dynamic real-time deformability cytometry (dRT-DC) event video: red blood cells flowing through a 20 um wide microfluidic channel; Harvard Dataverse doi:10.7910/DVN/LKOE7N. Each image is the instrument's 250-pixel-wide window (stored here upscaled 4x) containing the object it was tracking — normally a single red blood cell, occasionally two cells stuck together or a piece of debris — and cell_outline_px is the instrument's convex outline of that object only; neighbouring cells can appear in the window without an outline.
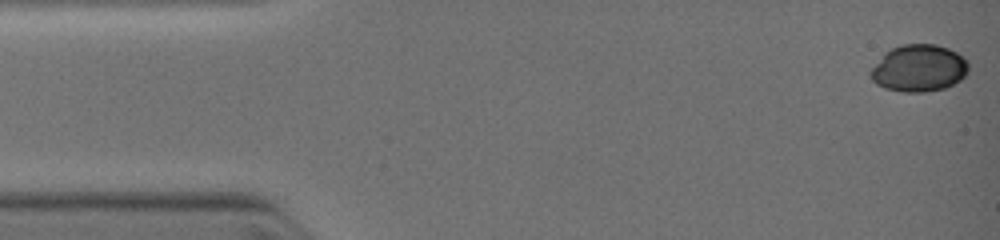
{"species": "common noctule bat (a hibernating species)", "species_latin": "Nyctalus noctula", "temperature_condition": "warm", "stored_images_in_passage": 26, "camera_frame_rate_fps": 3000, "um_per_image_px": 0.085, "animal": {"sex": "female", "body_mass_g": 19.0, "forearm_length_mm": 51.5}, "frame": {"image": 1, "passage_image": 1, "time_ms": 0.0, "image_size_px": [1000, 240], "cell_outline_px": [[968, 72], [960, 80], [944, 88], [924, 92], [904, 92], [884, 88], [876, 84], [872, 80], [868, 72], [884, 52], [900, 44], [936, 44], [948, 48], [964, 56], [968, 60]], "centroid_in_image_um": [78.09, 5.79], "position_along_channel_um": 6.9, "area_um2": 27.11}}
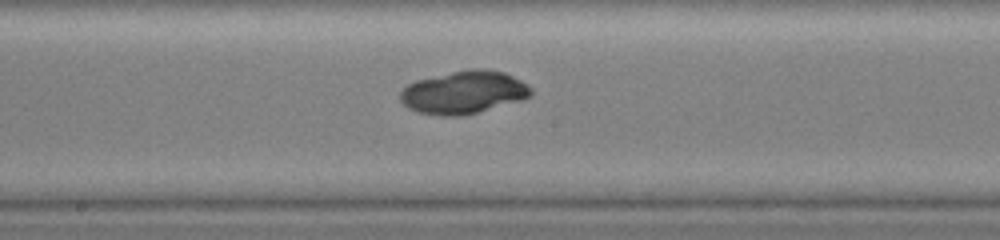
{"frame": {"image": 2, "passage_image": 13, "time_ms": 6.333, "image_size_px": [1000, 240], "cell_outline_px": [[532, 96], [524, 100], [464, 116], [444, 116], [420, 112], [408, 108], [400, 100], [400, 92], [408, 84], [416, 80], [452, 72], [472, 68], [476, 68], [504, 72], [528, 84], [532, 88]], "centroid_in_image_um": [39.46, 7.86], "position_along_channel_um": 208.7, "area_um2": 32.71}}
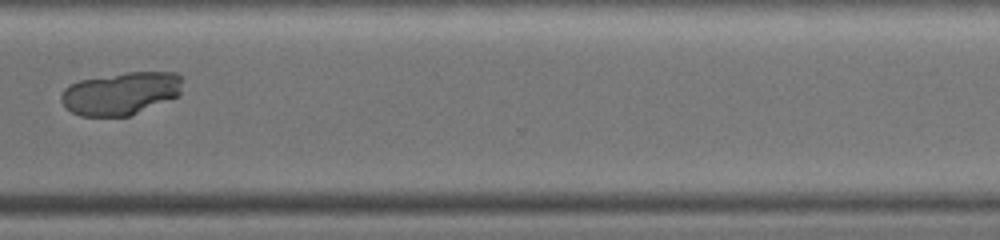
{"frame": {"image": 3, "passage_image": 25, "time_ms": 9.333, "image_size_px": [1000, 240], "cell_outline_px": [[180, 96], [128, 116], [80, 116], [72, 112], [60, 100], [60, 96], [64, 88], [80, 80], [128, 72], [176, 72], [180, 76]], "centroid_in_image_um": [10.27, 7.94], "position_along_channel_um": 360.3, "area_um2": 30.0}}